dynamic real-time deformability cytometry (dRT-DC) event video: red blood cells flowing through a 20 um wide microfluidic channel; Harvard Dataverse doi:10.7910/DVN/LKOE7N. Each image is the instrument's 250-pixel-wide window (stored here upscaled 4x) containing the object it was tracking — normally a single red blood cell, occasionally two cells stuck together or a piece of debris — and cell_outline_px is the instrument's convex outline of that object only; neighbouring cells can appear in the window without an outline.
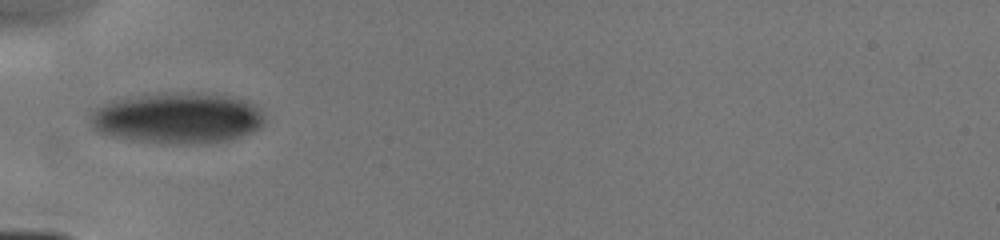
{"species": "human", "species_latin": "Homo sapiens", "temperature_condition": "cold", "stored_images_in_passage": 43, "camera_frame_rate_fps": 3000, "um_per_image_px": 0.085, "donor": {"sex": "male"}, "frame": {"image": 1, "passage_image": 1, "time_ms": 0.0, "image_size_px": [1000, 240], "cell_outline_px": [[264, 124], [260, 128], [252, 132], [228, 140], [208, 144], [164, 144], [132, 140], [108, 136], [92, 128], [88, 120], [92, 112], [96, 108], [112, 100], [160, 92], [180, 92], [224, 96], [244, 100], [252, 104], [260, 112], [264, 120]], "centroid_in_image_um": [15.02, 10.06], "position_along_channel_um": 70.0, "area_um2": 51.96}}
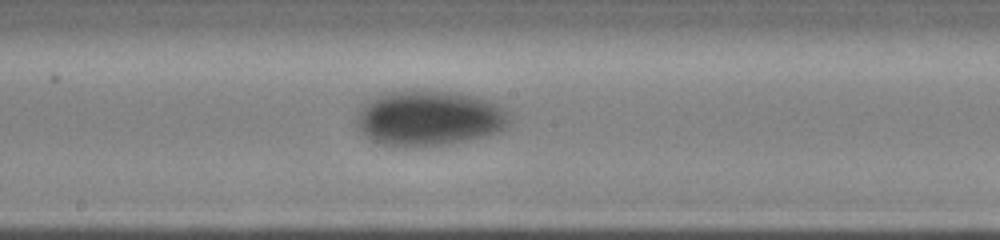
{"frame": {"image": 2, "passage_image": 21, "time_ms": 3.333, "image_size_px": [1000, 240], "cell_outline_px": [[508, 124], [504, 128], [488, 136], [452, 144], [420, 148], [392, 148], [380, 144], [372, 140], [356, 124], [356, 112], [360, 104], [384, 92], [408, 88], [412, 88], [452, 92], [476, 96], [500, 104], [508, 112]], "centroid_in_image_um": [36.43, 10.04], "position_along_channel_um": 211.8, "area_um2": 50.98}}
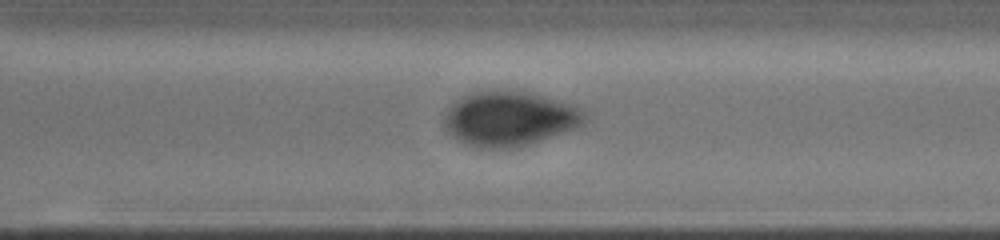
{"frame": {"image": 3, "passage_image": 37, "time_ms": 6.0, "image_size_px": [1000, 240], "cell_outline_px": [[584, 120], [576, 128], [532, 144], [512, 148], [480, 148], [464, 144], [452, 136], [444, 124], [444, 120], [452, 104], [456, 100], [464, 96], [476, 92], [492, 88], [532, 92], [576, 104], [580, 108], [584, 116]], "centroid_in_image_um": [43.33, 10.07], "position_along_channel_um": 327.3, "area_um2": 45.14}}